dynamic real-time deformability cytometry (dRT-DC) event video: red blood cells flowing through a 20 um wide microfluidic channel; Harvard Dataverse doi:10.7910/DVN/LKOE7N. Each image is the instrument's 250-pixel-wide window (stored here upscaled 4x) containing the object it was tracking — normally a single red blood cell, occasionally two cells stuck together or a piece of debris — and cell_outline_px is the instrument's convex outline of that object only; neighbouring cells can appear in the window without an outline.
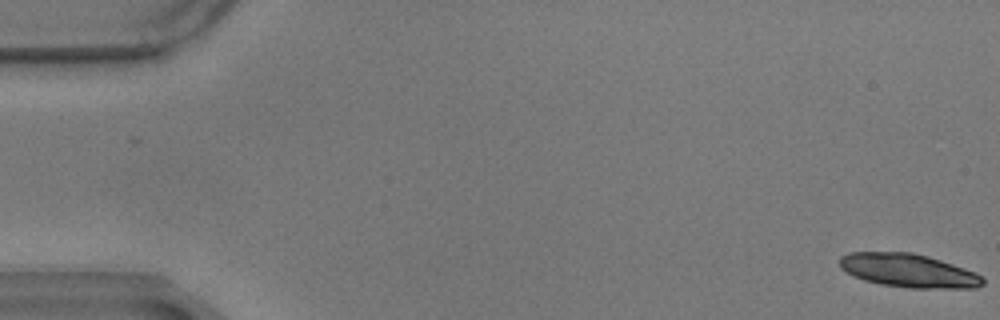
{"species": "common noctule bat (a hibernating species)", "species_latin": "Nyctalus noctula", "temperature_condition": "warm", "stored_images_in_passage": 34, "camera_frame_rate_fps": 3000, "um_per_image_px": 0.085, "animal": {"sex": "male", "body_mass_g": 17.9}, "frame": {"image": 1, "passage_image": 1, "time_ms": 0.0, "image_size_px": [1000, 320], "cell_outline_px": [[984, 284], [976, 288], [912, 288], [880, 284], [864, 280], [852, 276], [840, 268], [840, 256], [848, 252], [912, 252], [928, 256], [976, 272], [984, 280]], "centroid_in_image_um": [77.19, 23.0], "position_along_channel_um": 7.8, "area_um2": 28.03}}